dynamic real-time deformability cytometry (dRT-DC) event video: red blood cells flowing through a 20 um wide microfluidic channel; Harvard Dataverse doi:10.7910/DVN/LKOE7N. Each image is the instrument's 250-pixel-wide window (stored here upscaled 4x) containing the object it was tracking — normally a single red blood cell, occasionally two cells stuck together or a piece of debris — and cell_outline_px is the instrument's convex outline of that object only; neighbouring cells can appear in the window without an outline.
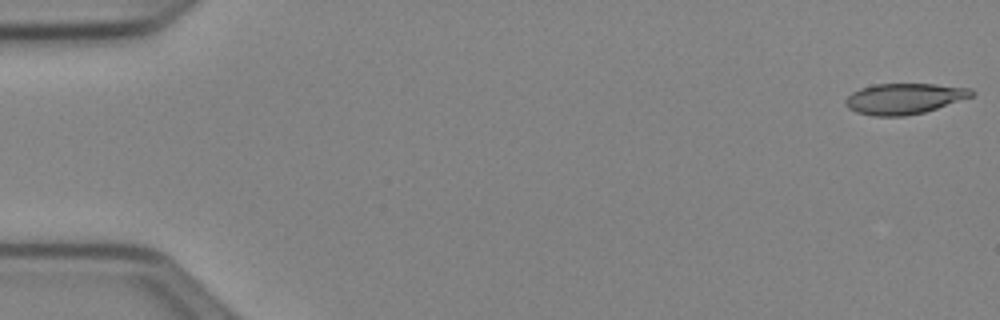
{"species": "Egyptian fruit bat (a non-hibernating species)", "species_latin": "Rousettus aegyptiacus", "temperature_condition": "cold", "stored_images_in_passage": 52, "camera_frame_rate_fps": 3000, "um_per_image_px": 0.085, "animal": {"sex": "female"}, "frame": {"image": 1, "passage_image": 1, "time_ms": 0.0, "image_size_px": [1000, 320], "cell_outline_px": [[976, 92], [972, 96], [924, 112], [904, 116], [876, 116], [856, 112], [848, 108], [844, 104], [844, 100], [852, 92], [860, 88], [876, 84], [936, 84], [972, 88]], "centroid_in_image_um": [76.84, 8.38], "position_along_channel_um": 8.2, "area_um2": 22.54}}
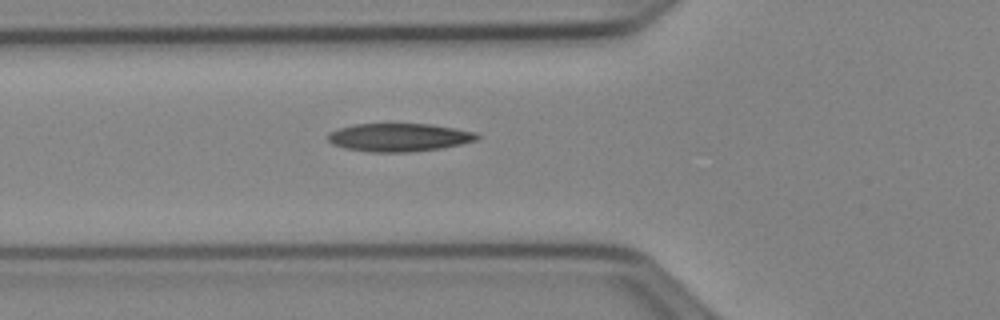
{"frame": {"image": 2, "passage_image": 19, "time_ms": 6.0, "image_size_px": [1000, 320], "cell_outline_px": [[480, 136], [476, 140], [460, 144], [440, 148], [408, 152], [368, 152], [344, 148], [332, 144], [328, 140], [328, 132], [352, 124], [432, 124], [476, 132]], "centroid_in_image_um": [33.89, 11.67], "position_along_channel_um": 91.9, "area_um2": 24.45}}
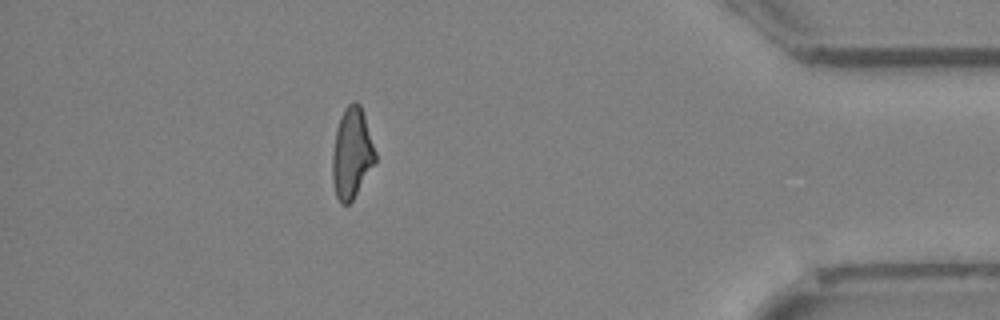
{"frame": {"image": 3, "passage_image": 46, "time_ms": 15.0, "image_size_px": [1000, 320], "cell_outline_px": [[376, 160], [352, 200], [348, 204], [340, 204], [336, 196], [332, 180], [332, 152], [336, 128], [340, 116], [344, 108], [352, 100], [356, 100], [360, 104], [376, 152]], "centroid_in_image_um": [29.87, 13.0], "position_along_channel_um": 405.3, "area_um2": 22.6}, "authors_computed_cell_mechanics": {"area_um2": 23.3801, "velocity_mm_per_s": 3.9795, "shape_relaxation_time_tau1_ms": 6.3273, "shape_relaxation_time_tau2_ms": 4.1172, "deformation_change_tau1": 0.1925, "deformation_change_tau2": 0.1299}}